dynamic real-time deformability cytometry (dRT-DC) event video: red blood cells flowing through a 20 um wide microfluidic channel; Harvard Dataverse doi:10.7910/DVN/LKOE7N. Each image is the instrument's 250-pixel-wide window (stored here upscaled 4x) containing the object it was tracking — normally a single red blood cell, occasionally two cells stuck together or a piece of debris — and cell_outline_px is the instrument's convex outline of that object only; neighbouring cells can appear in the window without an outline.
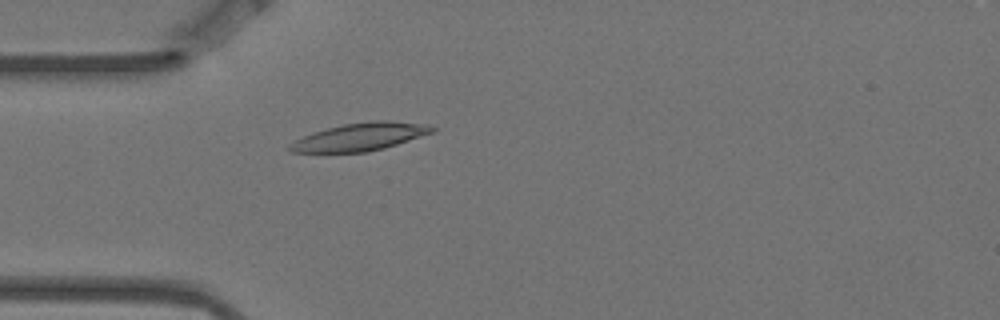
{"species": "Egyptian fruit bat (a non-hibernating species)", "species_latin": "Rousettus aegyptiacus", "temperature_condition": "warm", "stored_images_in_passage": 4, "camera_frame_rate_fps": 3000, "um_per_image_px": 0.085, "animal": {"sex": "female"}, "frame": {"image": 1, "passage_image": 4, "time_ms": 1.0, "image_size_px": [1000, 320], "cell_outline_px": [[436, 132], [384, 148], [368, 152], [292, 152], [288, 148], [288, 144], [312, 132], [344, 124], [372, 120], [388, 120], [428, 124], [436, 128]], "centroid_in_image_um": [30.67, 11.62], "position_along_channel_um": 54.3, "area_um2": 23.12}}